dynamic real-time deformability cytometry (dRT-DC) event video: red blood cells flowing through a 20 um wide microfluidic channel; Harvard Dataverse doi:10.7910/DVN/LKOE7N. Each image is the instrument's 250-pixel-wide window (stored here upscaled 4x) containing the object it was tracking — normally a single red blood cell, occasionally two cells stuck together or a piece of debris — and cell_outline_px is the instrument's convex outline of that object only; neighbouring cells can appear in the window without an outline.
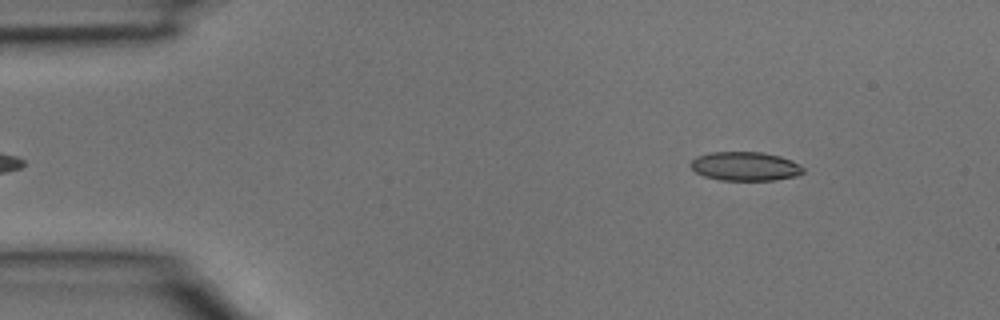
{"species": "common noctule bat (a hibernating species)", "species_latin": "Nyctalus noctula", "temperature_condition": "room temperature", "stored_images_in_passage": 3, "camera_frame_rate_fps": 3000, "um_per_image_px": 0.085, "animal": {"sex": "male", "body_mass_g": 15.6}, "frame": {"image": 1, "passage_image": 3, "time_ms": 0.667, "image_size_px": [1000, 320], "cell_outline_px": [[804, 172], [796, 176], [776, 180], [720, 180], [704, 176], [696, 172], [688, 164], [696, 156], [708, 152], [764, 152], [780, 156], [792, 160], [800, 164], [804, 168]], "centroid_in_image_um": [63.34, 14.13], "position_along_channel_um": 21.7, "area_um2": 19.19}}